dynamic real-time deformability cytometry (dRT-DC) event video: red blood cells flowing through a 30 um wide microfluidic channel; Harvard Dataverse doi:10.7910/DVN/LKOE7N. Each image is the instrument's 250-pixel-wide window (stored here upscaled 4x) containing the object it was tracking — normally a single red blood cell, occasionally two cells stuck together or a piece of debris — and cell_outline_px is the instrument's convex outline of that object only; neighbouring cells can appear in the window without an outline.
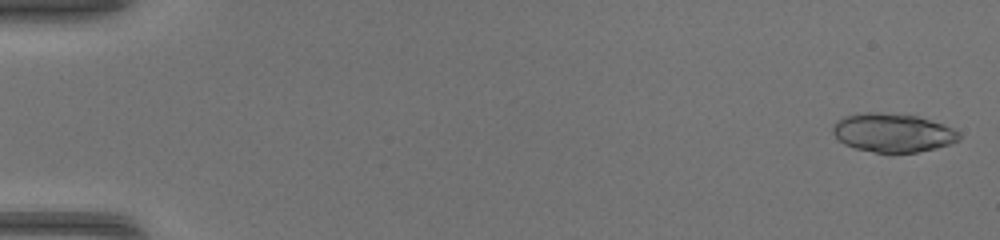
{"species": "common noctule bat (a hibernating species)", "species_latin": "Nyctalus noctula", "temperature_condition": "warm", "stored_images_in_passage": 45, "segment_of_instrument_passage": [1, 2], "camera_frame_rate_fps": 3000, "um_per_image_px": 0.085, "animal": {"sex": "female", "body_mass_g": 17.0, "forearm_length_mm": 48.0}, "frame": {"image": 1, "passage_image": 1, "time_ms": 0.0, "image_size_px": [1000, 240], "cell_outline_px": [[960, 140], [936, 148], [916, 152], [876, 152], [856, 148], [844, 144], [832, 132], [832, 128], [836, 120], [844, 116], [868, 112], [880, 112], [916, 116], [944, 124], [960, 132]], "centroid_in_image_um": [75.89, 11.27], "position_along_channel_um": 9.1, "area_um2": 28.26}}
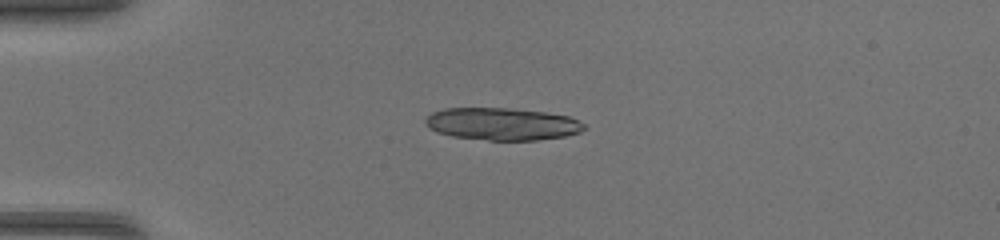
{"frame": {"image": 2, "passage_image": 12, "time_ms": 3.667, "image_size_px": [1000, 240], "cell_outline_px": [[588, 128], [580, 132], [564, 136], [536, 140], [488, 140], [452, 136], [436, 132], [424, 124], [424, 120], [432, 112], [444, 108], [504, 108], [544, 112], [568, 116], [584, 124]], "centroid_in_image_um": [42.65, 10.54], "position_along_channel_um": 42.3, "area_um2": 29.82}}